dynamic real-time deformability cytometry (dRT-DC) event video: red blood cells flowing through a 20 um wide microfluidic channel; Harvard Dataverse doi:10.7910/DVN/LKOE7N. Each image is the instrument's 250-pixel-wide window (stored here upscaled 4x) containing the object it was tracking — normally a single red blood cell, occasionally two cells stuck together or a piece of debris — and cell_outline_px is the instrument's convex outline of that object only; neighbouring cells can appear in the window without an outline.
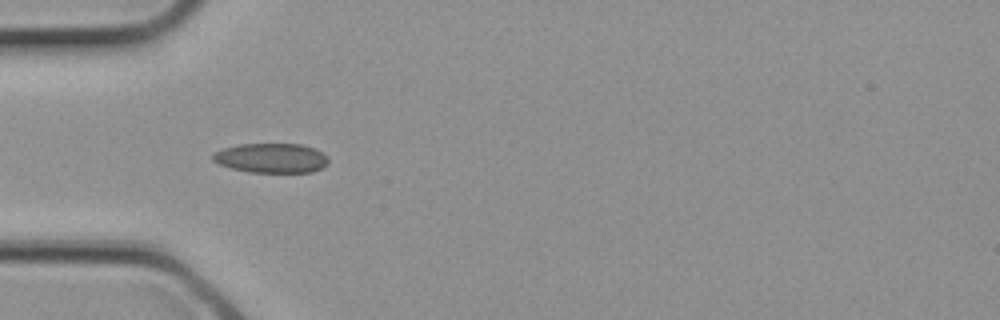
{"species": "common noctule bat (a hibernating species)", "species_latin": "Nyctalus noctula", "temperature_condition": "cold", "stored_images_in_passage": 3, "camera_frame_rate_fps": 3000, "um_per_image_px": 0.085, "animal": {"sex": "female", "body_mass_g": 21.9}, "frame": {"image": 1, "passage_image": 3, "time_ms": 0.667, "image_size_px": [1000, 320], "cell_outline_px": [[328, 164], [312, 172], [248, 172], [232, 168], [220, 164], [212, 160], [212, 152], [220, 148], [240, 144], [300, 144], [316, 148], [328, 156]], "centroid_in_image_um": [23.05, 13.42], "position_along_channel_um": 62.0, "area_um2": 20.11}}